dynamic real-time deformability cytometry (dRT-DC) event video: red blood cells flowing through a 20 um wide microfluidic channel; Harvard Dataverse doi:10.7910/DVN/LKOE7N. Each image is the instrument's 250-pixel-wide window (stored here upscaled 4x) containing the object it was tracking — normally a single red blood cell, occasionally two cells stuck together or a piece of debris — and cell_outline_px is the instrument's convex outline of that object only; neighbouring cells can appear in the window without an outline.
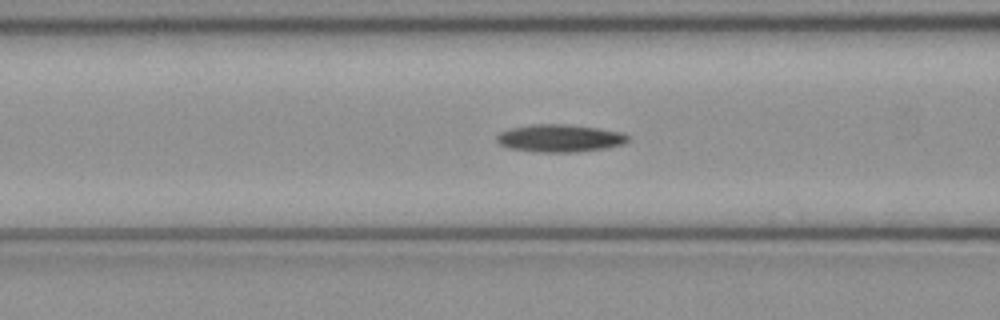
{"species": "common noctule bat (a hibernating species)", "species_latin": "Nyctalus noctula", "temperature_condition": "cold", "stored_images_in_passage": 51, "camera_frame_rate_fps": 3000, "um_per_image_px": 0.085, "animal": {"sex": "female", "body_mass_g": 21.9}, "frame": {"image": 1, "passage_image": 20, "time_ms": 6.333, "image_size_px": [1000, 320], "cell_outline_px": [[628, 140], [624, 144], [604, 148], [576, 152], [536, 152], [508, 148], [500, 144], [496, 140], [496, 136], [500, 132], [512, 128], [532, 124], [564, 124], [596, 128], [624, 132], [628, 136]], "centroid_in_image_um": [47.57, 11.75], "position_along_channel_um": 119.0, "area_um2": 21.04}}
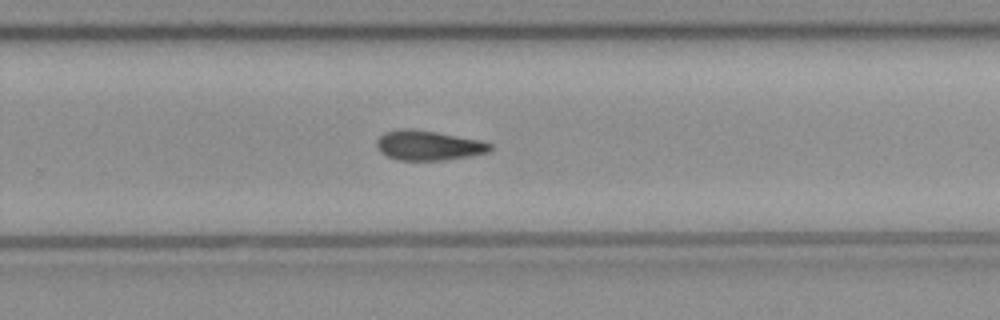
{"frame": {"image": 2, "passage_image": 33, "time_ms": 10.667, "image_size_px": [1000, 320], "cell_outline_px": [[492, 148], [488, 152], [468, 156], [444, 160], [396, 160], [380, 152], [376, 148], [376, 140], [384, 132], [400, 128], [412, 128], [436, 132], [480, 140], [492, 144]], "centroid_in_image_um": [36.37, 12.35], "position_along_channel_um": 293.4, "area_um2": 19.77}}
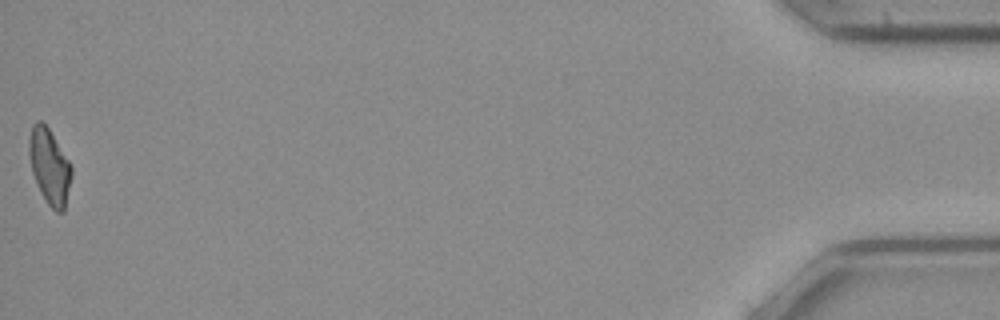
{"frame": {"image": 3, "passage_image": 51, "time_ms": 16.667, "image_size_px": [1000, 320], "cell_outline_px": [[72, 176], [64, 212], [56, 212], [48, 204], [40, 192], [32, 172], [28, 152], [28, 140], [32, 124], [36, 120], [40, 120], [48, 128], [72, 164]], "centroid_in_image_um": [4.21, 14.14], "position_along_channel_um": 431.0, "area_um2": 18.84}}